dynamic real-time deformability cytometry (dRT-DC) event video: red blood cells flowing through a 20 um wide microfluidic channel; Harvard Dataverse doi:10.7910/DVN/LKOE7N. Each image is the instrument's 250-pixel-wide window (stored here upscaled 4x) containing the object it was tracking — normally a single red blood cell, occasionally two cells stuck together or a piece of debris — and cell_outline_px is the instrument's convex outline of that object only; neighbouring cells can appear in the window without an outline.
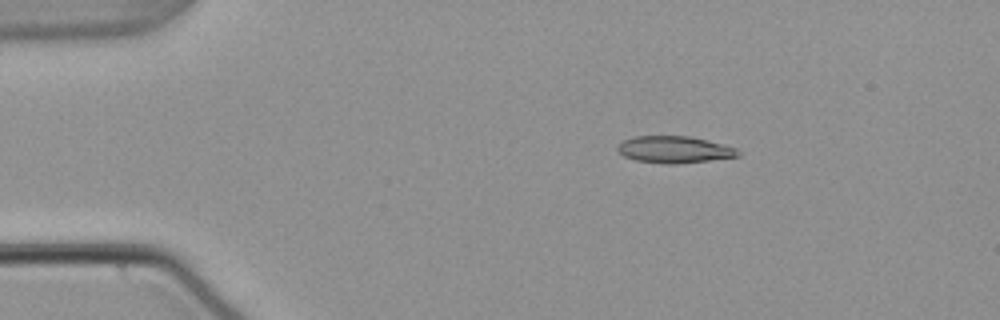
{"species": "common noctule bat (a hibernating species)", "species_latin": "Nyctalus noctula", "temperature_condition": "warm", "stored_images_in_passage": 45, "camera_frame_rate_fps": 3000, "um_per_image_px": 0.085, "animal": {"sex": "male", "body_mass_g": 21.5, "forearm_length_mm": 52.0}, "frame": {"image": 1, "passage_image": 1, "time_ms": 0.0, "image_size_px": [1000, 320], "cell_outline_px": [[744, 152], [740, 156], [680, 164], [664, 164], [636, 160], [624, 156], [616, 148], [624, 140], [632, 136], [688, 136], [736, 148]], "centroid_in_image_um": [57.34, 12.72], "position_along_channel_um": 27.7, "area_um2": 18.79}}
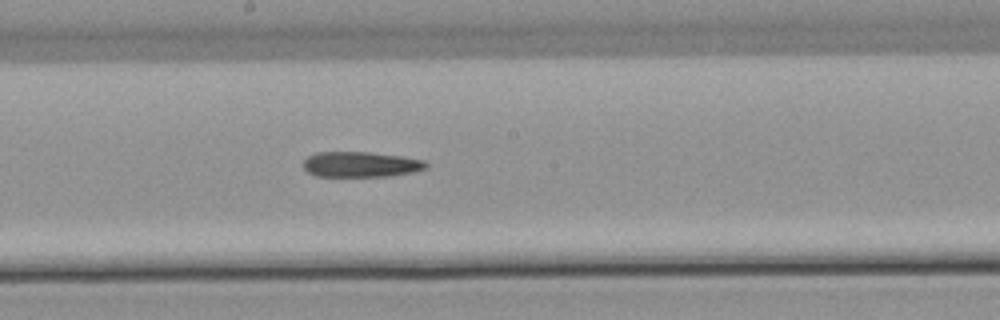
{"frame": {"image": 2, "passage_image": 21, "time_ms": 6.667, "image_size_px": [1000, 320], "cell_outline_px": [[428, 168], [412, 172], [388, 176], [316, 176], [308, 172], [304, 168], [304, 160], [308, 156], [316, 152], [368, 152], [404, 156], [424, 160], [428, 164]], "centroid_in_image_um": [30.68, 13.97], "position_along_channel_um": 217.5, "area_um2": 18.21}}
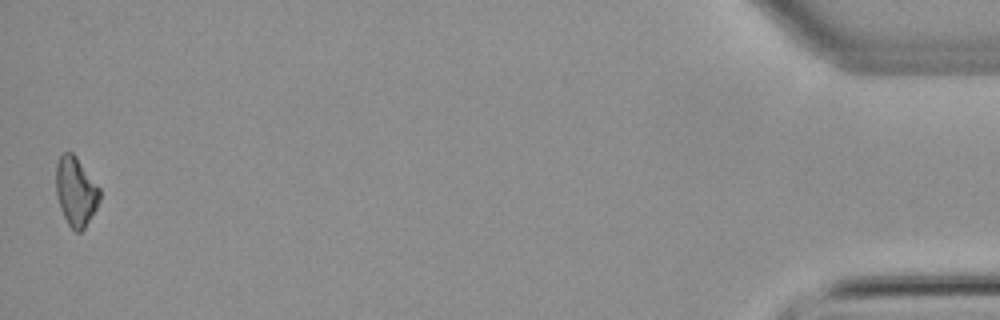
{"frame": {"image": 3, "passage_image": 45, "time_ms": 14.667, "image_size_px": [1000, 320], "cell_outline_px": [[100, 200], [96, 208], [84, 228], [80, 232], [76, 232], [68, 224], [60, 208], [56, 196], [56, 164], [60, 156], [64, 152], [72, 152], [76, 156], [100, 188]], "centroid_in_image_um": [6.44, 16.26], "position_along_channel_um": 428.8, "area_um2": 17.51}}